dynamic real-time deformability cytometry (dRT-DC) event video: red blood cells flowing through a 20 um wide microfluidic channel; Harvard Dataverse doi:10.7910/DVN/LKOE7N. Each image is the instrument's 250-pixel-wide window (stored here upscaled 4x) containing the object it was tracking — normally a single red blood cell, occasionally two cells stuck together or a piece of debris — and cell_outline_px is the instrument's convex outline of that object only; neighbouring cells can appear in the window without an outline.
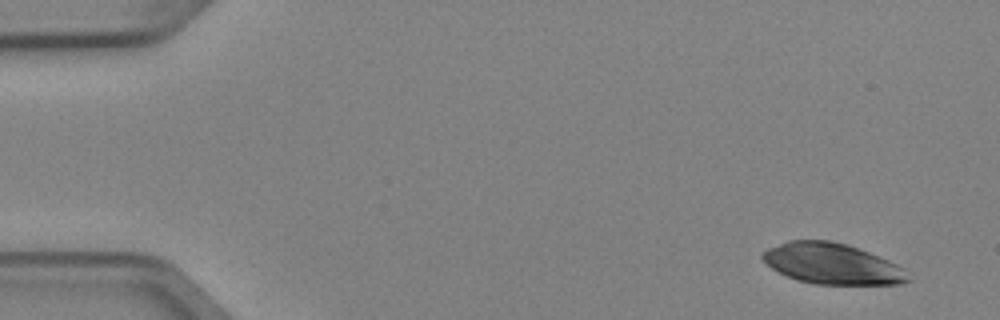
{"species": "Egyptian fruit bat (a non-hibernating species)", "species_latin": "Rousettus aegyptiacus", "temperature_condition": "cold", "stored_images_in_passage": 4, "camera_frame_rate_fps": 3000, "um_per_image_px": 0.085, "animal": {"sex": "female"}, "frame": {"image": 1, "passage_image": 1, "time_ms": 0.0, "image_size_px": [1000, 320], "cell_outline_px": [[912, 280], [900, 284], [816, 284], [800, 280], [788, 276], [772, 268], [760, 256], [760, 252], [768, 248], [788, 240], [832, 240], [848, 244], [888, 260], [904, 268]], "centroid_in_image_um": [70.74, 22.4], "position_along_channel_um": 14.3, "area_um2": 34.51}}
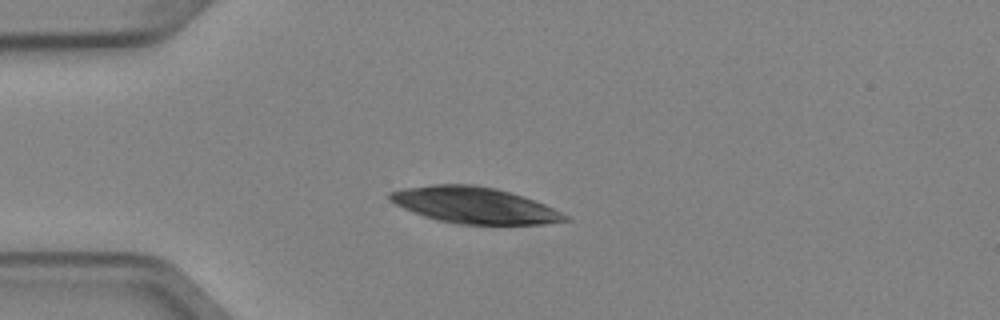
{"frame": {"image": 2, "passage_image": 4, "time_ms": 1.0, "image_size_px": [1000, 320], "cell_outline_px": [[572, 220], [544, 224], [456, 224], [436, 220], [424, 216], [404, 208], [388, 200], [388, 192], [400, 188], [432, 184], [476, 184], [496, 188], [524, 196], [544, 204], [568, 216]], "centroid_in_image_um": [40.29, 17.43], "position_along_channel_um": 44.7, "area_um2": 37.22}}